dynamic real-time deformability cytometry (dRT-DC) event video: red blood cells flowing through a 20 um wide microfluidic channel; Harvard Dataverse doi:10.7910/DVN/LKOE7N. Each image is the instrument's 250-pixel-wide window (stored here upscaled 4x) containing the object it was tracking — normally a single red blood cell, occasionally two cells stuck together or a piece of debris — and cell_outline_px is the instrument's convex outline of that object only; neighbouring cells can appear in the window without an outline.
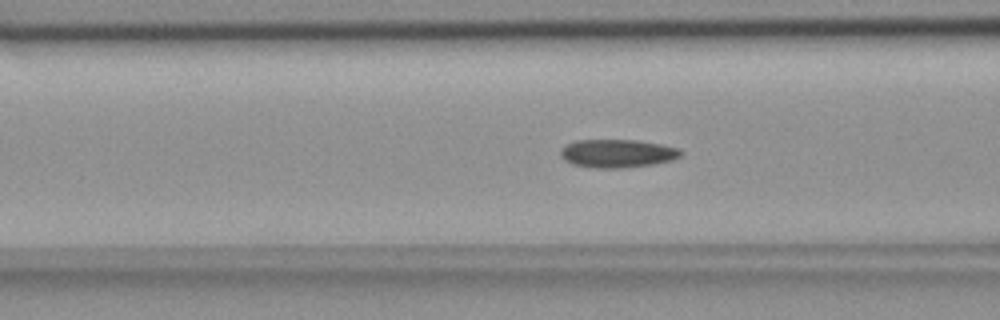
{"species": "common noctule bat (a hibernating species)", "species_latin": "Nyctalus noctula", "temperature_condition": "room temperature", "stored_images_in_passage": 38, "camera_frame_rate_fps": 3000, "um_per_image_px": 0.085, "animal": {"sex": "female", "body_mass_g": 18.4}, "frame": {"image": 1, "passage_image": 4, "time_ms": 1.0, "image_size_px": [1000, 320], "cell_outline_px": [[684, 152], [680, 156], [672, 160], [652, 164], [620, 168], [600, 168], [572, 164], [564, 160], [560, 156], [560, 148], [576, 140], [636, 140], [660, 144], [680, 148]], "centroid_in_image_um": [52.48, 13.03], "position_along_channel_um": 114.1, "area_um2": 19.77}}
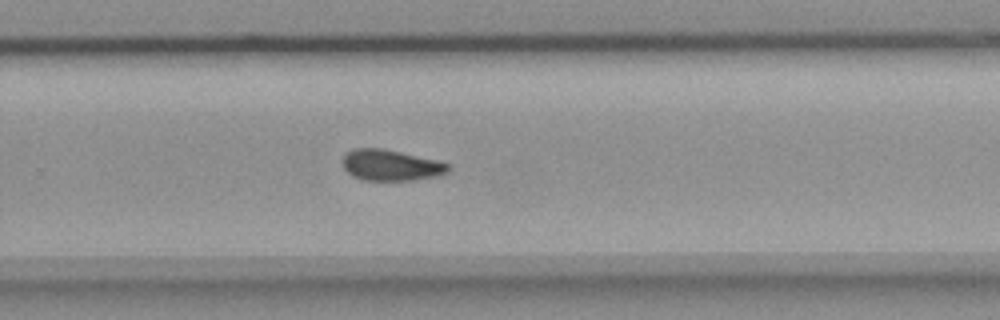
{"frame": {"image": 2, "passage_image": 19, "time_ms": 6.0, "image_size_px": [1000, 320], "cell_outline_px": [[452, 168], [448, 172], [440, 176], [412, 180], [364, 180], [352, 176], [344, 168], [340, 160], [352, 148], [384, 148], [440, 160], [452, 164]], "centroid_in_image_um": [33.28, 14.03], "position_along_channel_um": 296.5, "area_um2": 19.59}}
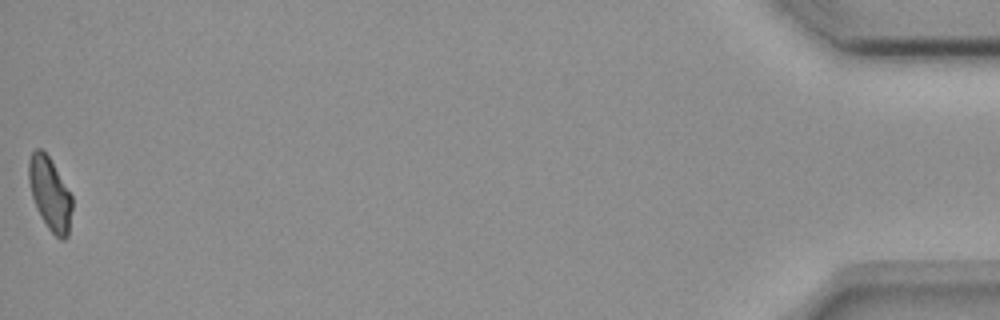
{"frame": {"image": 3, "passage_image": 38, "time_ms": 12.333, "image_size_px": [1000, 320], "cell_outline_px": [[72, 208], [68, 236], [64, 240], [60, 240], [48, 228], [40, 216], [36, 208], [32, 196], [28, 180], [28, 160], [32, 152], [36, 148], [40, 148], [48, 156], [72, 196]], "centroid_in_image_um": [4.23, 16.49], "position_along_channel_um": 431.0, "area_um2": 18.32}}